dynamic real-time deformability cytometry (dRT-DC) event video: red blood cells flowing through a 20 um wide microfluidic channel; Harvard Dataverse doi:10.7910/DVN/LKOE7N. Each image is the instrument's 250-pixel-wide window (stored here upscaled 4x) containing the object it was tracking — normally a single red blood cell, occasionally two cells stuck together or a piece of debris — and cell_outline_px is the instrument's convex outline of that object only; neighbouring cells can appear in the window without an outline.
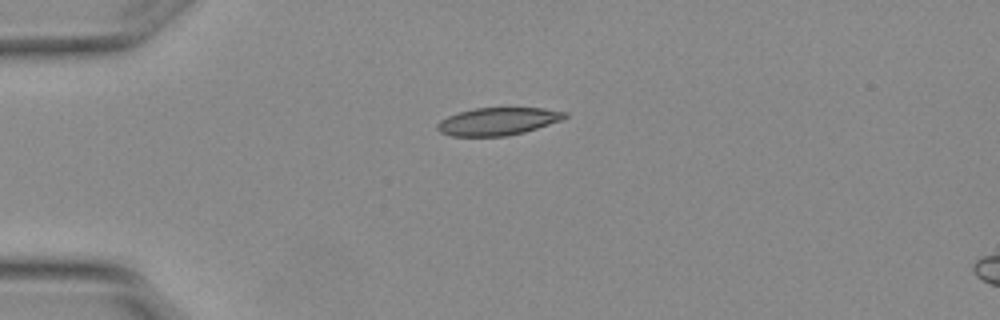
{"species": "Egyptian fruit bat (a non-hibernating species)", "species_latin": "Rousettus aegyptiacus", "temperature_condition": "warm", "stored_images_in_passage": 2, "camera_frame_rate_fps": 3000, "um_per_image_px": 0.085, "animal": {"sex": "female"}, "frame": {"image": 1, "passage_image": 1, "time_ms": 0.0, "image_size_px": [1000, 320], "cell_outline_px": [[568, 116], [560, 120], [524, 132], [504, 136], [452, 136], [440, 132], [436, 128], [436, 124], [440, 120], [448, 116], [460, 112], [476, 108], [508, 104], [544, 108], [568, 112]], "centroid_in_image_um": [42.35, 10.25], "position_along_channel_um": 42.7, "area_um2": 21.33}}